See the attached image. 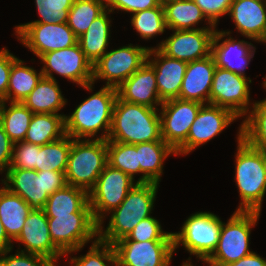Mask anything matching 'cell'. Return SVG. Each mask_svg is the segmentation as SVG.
Segmentation results:
<instances>
[{"instance_id":"cell-1","label":"cell","mask_w":266,"mask_h":266,"mask_svg":"<svg viewBox=\"0 0 266 266\" xmlns=\"http://www.w3.org/2000/svg\"><path fill=\"white\" fill-rule=\"evenodd\" d=\"M116 98L117 89L103 85L71 114L65 115L66 134L73 139L107 140Z\"/></svg>"},{"instance_id":"cell-2","label":"cell","mask_w":266,"mask_h":266,"mask_svg":"<svg viewBox=\"0 0 266 266\" xmlns=\"http://www.w3.org/2000/svg\"><path fill=\"white\" fill-rule=\"evenodd\" d=\"M159 108L115 100L107 141L137 144L163 140Z\"/></svg>"},{"instance_id":"cell-3","label":"cell","mask_w":266,"mask_h":266,"mask_svg":"<svg viewBox=\"0 0 266 266\" xmlns=\"http://www.w3.org/2000/svg\"><path fill=\"white\" fill-rule=\"evenodd\" d=\"M158 187L155 182L136 183L122 203L108 213L107 227L98 224V239L113 244L127 237L141 220L151 216Z\"/></svg>"},{"instance_id":"cell-4","label":"cell","mask_w":266,"mask_h":266,"mask_svg":"<svg viewBox=\"0 0 266 266\" xmlns=\"http://www.w3.org/2000/svg\"><path fill=\"white\" fill-rule=\"evenodd\" d=\"M235 154V182L240 196L236 210H262L266 194V170L263 163V150L250 146L241 137V124L237 133Z\"/></svg>"},{"instance_id":"cell-5","label":"cell","mask_w":266,"mask_h":266,"mask_svg":"<svg viewBox=\"0 0 266 266\" xmlns=\"http://www.w3.org/2000/svg\"><path fill=\"white\" fill-rule=\"evenodd\" d=\"M107 164V140L72 138L65 170L67 184L89 192Z\"/></svg>"},{"instance_id":"cell-6","label":"cell","mask_w":266,"mask_h":266,"mask_svg":"<svg viewBox=\"0 0 266 266\" xmlns=\"http://www.w3.org/2000/svg\"><path fill=\"white\" fill-rule=\"evenodd\" d=\"M261 212L236 210L227 223L222 221L218 245L213 254L204 262L209 266H224L251 254L250 234Z\"/></svg>"},{"instance_id":"cell-7","label":"cell","mask_w":266,"mask_h":266,"mask_svg":"<svg viewBox=\"0 0 266 266\" xmlns=\"http://www.w3.org/2000/svg\"><path fill=\"white\" fill-rule=\"evenodd\" d=\"M0 181L11 193L23 198L31 209H43L49 196L67 185L65 173L8 168Z\"/></svg>"},{"instance_id":"cell-8","label":"cell","mask_w":266,"mask_h":266,"mask_svg":"<svg viewBox=\"0 0 266 266\" xmlns=\"http://www.w3.org/2000/svg\"><path fill=\"white\" fill-rule=\"evenodd\" d=\"M222 228V220L212 212L191 214L182 224L181 230L173 232L174 253L181 246L190 255L205 262L215 251Z\"/></svg>"},{"instance_id":"cell-9","label":"cell","mask_w":266,"mask_h":266,"mask_svg":"<svg viewBox=\"0 0 266 266\" xmlns=\"http://www.w3.org/2000/svg\"><path fill=\"white\" fill-rule=\"evenodd\" d=\"M46 216L51 239L65 256L80 252L89 241L98 239V223L92 213Z\"/></svg>"},{"instance_id":"cell-10","label":"cell","mask_w":266,"mask_h":266,"mask_svg":"<svg viewBox=\"0 0 266 266\" xmlns=\"http://www.w3.org/2000/svg\"><path fill=\"white\" fill-rule=\"evenodd\" d=\"M151 47L128 44L107 51L93 64V79L103 80L105 86L117 88L146 62Z\"/></svg>"},{"instance_id":"cell-11","label":"cell","mask_w":266,"mask_h":266,"mask_svg":"<svg viewBox=\"0 0 266 266\" xmlns=\"http://www.w3.org/2000/svg\"><path fill=\"white\" fill-rule=\"evenodd\" d=\"M136 183L137 180L107 164L94 187L88 192L94 220L98 224H103L108 213L122 203Z\"/></svg>"},{"instance_id":"cell-12","label":"cell","mask_w":266,"mask_h":266,"mask_svg":"<svg viewBox=\"0 0 266 266\" xmlns=\"http://www.w3.org/2000/svg\"><path fill=\"white\" fill-rule=\"evenodd\" d=\"M39 59L43 64L41 72L44 77L56 80L53 75L56 73L85 90L93 91V64L85 57L78 43L42 54Z\"/></svg>"},{"instance_id":"cell-13","label":"cell","mask_w":266,"mask_h":266,"mask_svg":"<svg viewBox=\"0 0 266 266\" xmlns=\"http://www.w3.org/2000/svg\"><path fill=\"white\" fill-rule=\"evenodd\" d=\"M249 77L216 67L213 74L209 104L230 110L238 118H245L255 104L250 102ZM252 104V106H250ZM250 106V107H249Z\"/></svg>"},{"instance_id":"cell-14","label":"cell","mask_w":266,"mask_h":266,"mask_svg":"<svg viewBox=\"0 0 266 266\" xmlns=\"http://www.w3.org/2000/svg\"><path fill=\"white\" fill-rule=\"evenodd\" d=\"M14 34L38 58L42 54L74 46L78 40L67 23H24L15 26Z\"/></svg>"},{"instance_id":"cell-15","label":"cell","mask_w":266,"mask_h":266,"mask_svg":"<svg viewBox=\"0 0 266 266\" xmlns=\"http://www.w3.org/2000/svg\"><path fill=\"white\" fill-rule=\"evenodd\" d=\"M202 105L197 101L177 98L165 101L160 106L161 136L175 152L186 142Z\"/></svg>"},{"instance_id":"cell-16","label":"cell","mask_w":266,"mask_h":266,"mask_svg":"<svg viewBox=\"0 0 266 266\" xmlns=\"http://www.w3.org/2000/svg\"><path fill=\"white\" fill-rule=\"evenodd\" d=\"M216 29L172 30L155 48L166 56L189 63L211 55V44Z\"/></svg>"},{"instance_id":"cell-17","label":"cell","mask_w":266,"mask_h":266,"mask_svg":"<svg viewBox=\"0 0 266 266\" xmlns=\"http://www.w3.org/2000/svg\"><path fill=\"white\" fill-rule=\"evenodd\" d=\"M237 119L238 117L226 108L203 104L191 125L186 142L176 151V156L188 155L222 133Z\"/></svg>"},{"instance_id":"cell-18","label":"cell","mask_w":266,"mask_h":266,"mask_svg":"<svg viewBox=\"0 0 266 266\" xmlns=\"http://www.w3.org/2000/svg\"><path fill=\"white\" fill-rule=\"evenodd\" d=\"M119 266H170L173 241L119 240L112 244Z\"/></svg>"},{"instance_id":"cell-19","label":"cell","mask_w":266,"mask_h":266,"mask_svg":"<svg viewBox=\"0 0 266 266\" xmlns=\"http://www.w3.org/2000/svg\"><path fill=\"white\" fill-rule=\"evenodd\" d=\"M231 33L230 30L220 31L216 28L211 44V55L216 67L246 77L245 70L255 55L256 47L251 41L234 39Z\"/></svg>"},{"instance_id":"cell-20","label":"cell","mask_w":266,"mask_h":266,"mask_svg":"<svg viewBox=\"0 0 266 266\" xmlns=\"http://www.w3.org/2000/svg\"><path fill=\"white\" fill-rule=\"evenodd\" d=\"M14 241L24 246V249H20L19 244L18 251L44 256L56 265H58V259L65 255L51 239L48 219L43 209H32L30 211L25 220V225Z\"/></svg>"},{"instance_id":"cell-21","label":"cell","mask_w":266,"mask_h":266,"mask_svg":"<svg viewBox=\"0 0 266 266\" xmlns=\"http://www.w3.org/2000/svg\"><path fill=\"white\" fill-rule=\"evenodd\" d=\"M147 61L154 68L160 100L165 102L179 98L188 63L170 58L155 47L149 49Z\"/></svg>"},{"instance_id":"cell-22","label":"cell","mask_w":266,"mask_h":266,"mask_svg":"<svg viewBox=\"0 0 266 266\" xmlns=\"http://www.w3.org/2000/svg\"><path fill=\"white\" fill-rule=\"evenodd\" d=\"M228 15L241 36L261 43L266 37V1L233 0Z\"/></svg>"},{"instance_id":"cell-23","label":"cell","mask_w":266,"mask_h":266,"mask_svg":"<svg viewBox=\"0 0 266 266\" xmlns=\"http://www.w3.org/2000/svg\"><path fill=\"white\" fill-rule=\"evenodd\" d=\"M116 89L117 96L129 103L151 108H159L163 103L159 98L154 68L148 61Z\"/></svg>"},{"instance_id":"cell-24","label":"cell","mask_w":266,"mask_h":266,"mask_svg":"<svg viewBox=\"0 0 266 266\" xmlns=\"http://www.w3.org/2000/svg\"><path fill=\"white\" fill-rule=\"evenodd\" d=\"M216 64L212 55L187 64L179 99L209 104Z\"/></svg>"},{"instance_id":"cell-25","label":"cell","mask_w":266,"mask_h":266,"mask_svg":"<svg viewBox=\"0 0 266 266\" xmlns=\"http://www.w3.org/2000/svg\"><path fill=\"white\" fill-rule=\"evenodd\" d=\"M137 152L142 174L137 183L160 184L164 162L169 155H176V152L164 140L137 143Z\"/></svg>"},{"instance_id":"cell-26","label":"cell","mask_w":266,"mask_h":266,"mask_svg":"<svg viewBox=\"0 0 266 266\" xmlns=\"http://www.w3.org/2000/svg\"><path fill=\"white\" fill-rule=\"evenodd\" d=\"M165 24L169 30L216 29L193 0H166L162 2ZM200 21L206 27H196Z\"/></svg>"},{"instance_id":"cell-27","label":"cell","mask_w":266,"mask_h":266,"mask_svg":"<svg viewBox=\"0 0 266 266\" xmlns=\"http://www.w3.org/2000/svg\"><path fill=\"white\" fill-rule=\"evenodd\" d=\"M109 9H106L100 16L88 27V30L82 34L77 43L84 52L85 57L94 64L97 62L108 50L109 40L111 35V15Z\"/></svg>"},{"instance_id":"cell-28","label":"cell","mask_w":266,"mask_h":266,"mask_svg":"<svg viewBox=\"0 0 266 266\" xmlns=\"http://www.w3.org/2000/svg\"><path fill=\"white\" fill-rule=\"evenodd\" d=\"M33 113H58L66 104L57 80L42 77L31 93L22 101Z\"/></svg>"},{"instance_id":"cell-29","label":"cell","mask_w":266,"mask_h":266,"mask_svg":"<svg viewBox=\"0 0 266 266\" xmlns=\"http://www.w3.org/2000/svg\"><path fill=\"white\" fill-rule=\"evenodd\" d=\"M43 211L45 215L92 213L89 205L88 192L68 184L49 196Z\"/></svg>"},{"instance_id":"cell-30","label":"cell","mask_w":266,"mask_h":266,"mask_svg":"<svg viewBox=\"0 0 266 266\" xmlns=\"http://www.w3.org/2000/svg\"><path fill=\"white\" fill-rule=\"evenodd\" d=\"M31 210L23 198L11 193L4 186L0 187V221L13 242L19 236Z\"/></svg>"},{"instance_id":"cell-31","label":"cell","mask_w":266,"mask_h":266,"mask_svg":"<svg viewBox=\"0 0 266 266\" xmlns=\"http://www.w3.org/2000/svg\"><path fill=\"white\" fill-rule=\"evenodd\" d=\"M65 135V114L34 113L24 141L42 146Z\"/></svg>"},{"instance_id":"cell-32","label":"cell","mask_w":266,"mask_h":266,"mask_svg":"<svg viewBox=\"0 0 266 266\" xmlns=\"http://www.w3.org/2000/svg\"><path fill=\"white\" fill-rule=\"evenodd\" d=\"M43 73L17 59L11 66L6 102H22L36 87Z\"/></svg>"},{"instance_id":"cell-33","label":"cell","mask_w":266,"mask_h":266,"mask_svg":"<svg viewBox=\"0 0 266 266\" xmlns=\"http://www.w3.org/2000/svg\"><path fill=\"white\" fill-rule=\"evenodd\" d=\"M6 103L0 102V123L13 143L24 141L34 113L22 102Z\"/></svg>"},{"instance_id":"cell-34","label":"cell","mask_w":266,"mask_h":266,"mask_svg":"<svg viewBox=\"0 0 266 266\" xmlns=\"http://www.w3.org/2000/svg\"><path fill=\"white\" fill-rule=\"evenodd\" d=\"M72 137L67 134L62 138L42 146L37 145L36 171H57L65 173Z\"/></svg>"},{"instance_id":"cell-35","label":"cell","mask_w":266,"mask_h":266,"mask_svg":"<svg viewBox=\"0 0 266 266\" xmlns=\"http://www.w3.org/2000/svg\"><path fill=\"white\" fill-rule=\"evenodd\" d=\"M241 137L252 147L266 151V98L255 101L241 122Z\"/></svg>"},{"instance_id":"cell-36","label":"cell","mask_w":266,"mask_h":266,"mask_svg":"<svg viewBox=\"0 0 266 266\" xmlns=\"http://www.w3.org/2000/svg\"><path fill=\"white\" fill-rule=\"evenodd\" d=\"M106 9V0H75L68 13L67 25L79 38Z\"/></svg>"},{"instance_id":"cell-37","label":"cell","mask_w":266,"mask_h":266,"mask_svg":"<svg viewBox=\"0 0 266 266\" xmlns=\"http://www.w3.org/2000/svg\"><path fill=\"white\" fill-rule=\"evenodd\" d=\"M108 164L119 169L135 180L140 174L137 144L107 141Z\"/></svg>"},{"instance_id":"cell-38","label":"cell","mask_w":266,"mask_h":266,"mask_svg":"<svg viewBox=\"0 0 266 266\" xmlns=\"http://www.w3.org/2000/svg\"><path fill=\"white\" fill-rule=\"evenodd\" d=\"M130 23L140 37L147 41L157 35L163 34L167 27L162 3L158 7L132 14Z\"/></svg>"},{"instance_id":"cell-39","label":"cell","mask_w":266,"mask_h":266,"mask_svg":"<svg viewBox=\"0 0 266 266\" xmlns=\"http://www.w3.org/2000/svg\"><path fill=\"white\" fill-rule=\"evenodd\" d=\"M71 266H119L112 244L97 239L85 255L74 256L68 260Z\"/></svg>"},{"instance_id":"cell-40","label":"cell","mask_w":266,"mask_h":266,"mask_svg":"<svg viewBox=\"0 0 266 266\" xmlns=\"http://www.w3.org/2000/svg\"><path fill=\"white\" fill-rule=\"evenodd\" d=\"M75 0H35L38 20L28 23H67L68 13Z\"/></svg>"},{"instance_id":"cell-41","label":"cell","mask_w":266,"mask_h":266,"mask_svg":"<svg viewBox=\"0 0 266 266\" xmlns=\"http://www.w3.org/2000/svg\"><path fill=\"white\" fill-rule=\"evenodd\" d=\"M120 240L142 241H173V232H166L162 229L160 221L155 217H148L141 220L133 230Z\"/></svg>"},{"instance_id":"cell-42","label":"cell","mask_w":266,"mask_h":266,"mask_svg":"<svg viewBox=\"0 0 266 266\" xmlns=\"http://www.w3.org/2000/svg\"><path fill=\"white\" fill-rule=\"evenodd\" d=\"M12 250L9 249L0 253V266H57L50 259L37 254L16 250L15 254L10 255Z\"/></svg>"},{"instance_id":"cell-43","label":"cell","mask_w":266,"mask_h":266,"mask_svg":"<svg viewBox=\"0 0 266 266\" xmlns=\"http://www.w3.org/2000/svg\"><path fill=\"white\" fill-rule=\"evenodd\" d=\"M37 145L25 141L13 144L12 160L9 168L36 170Z\"/></svg>"},{"instance_id":"cell-44","label":"cell","mask_w":266,"mask_h":266,"mask_svg":"<svg viewBox=\"0 0 266 266\" xmlns=\"http://www.w3.org/2000/svg\"><path fill=\"white\" fill-rule=\"evenodd\" d=\"M206 18L217 27L220 17L228 15L233 0H193Z\"/></svg>"},{"instance_id":"cell-45","label":"cell","mask_w":266,"mask_h":266,"mask_svg":"<svg viewBox=\"0 0 266 266\" xmlns=\"http://www.w3.org/2000/svg\"><path fill=\"white\" fill-rule=\"evenodd\" d=\"M160 4L159 0H106V7L112 13L114 10H118L134 14L138 11L158 7Z\"/></svg>"},{"instance_id":"cell-46","label":"cell","mask_w":266,"mask_h":266,"mask_svg":"<svg viewBox=\"0 0 266 266\" xmlns=\"http://www.w3.org/2000/svg\"><path fill=\"white\" fill-rule=\"evenodd\" d=\"M17 59L6 47L0 50V102L6 101L11 66Z\"/></svg>"},{"instance_id":"cell-47","label":"cell","mask_w":266,"mask_h":266,"mask_svg":"<svg viewBox=\"0 0 266 266\" xmlns=\"http://www.w3.org/2000/svg\"><path fill=\"white\" fill-rule=\"evenodd\" d=\"M13 144L0 123V174L6 173L10 167Z\"/></svg>"},{"instance_id":"cell-48","label":"cell","mask_w":266,"mask_h":266,"mask_svg":"<svg viewBox=\"0 0 266 266\" xmlns=\"http://www.w3.org/2000/svg\"><path fill=\"white\" fill-rule=\"evenodd\" d=\"M224 266H266V259L252 252L238 261L227 263Z\"/></svg>"},{"instance_id":"cell-49","label":"cell","mask_w":266,"mask_h":266,"mask_svg":"<svg viewBox=\"0 0 266 266\" xmlns=\"http://www.w3.org/2000/svg\"><path fill=\"white\" fill-rule=\"evenodd\" d=\"M13 248V241L7 236L6 231L0 221V253Z\"/></svg>"},{"instance_id":"cell-50","label":"cell","mask_w":266,"mask_h":266,"mask_svg":"<svg viewBox=\"0 0 266 266\" xmlns=\"http://www.w3.org/2000/svg\"><path fill=\"white\" fill-rule=\"evenodd\" d=\"M191 257H189L188 259H187V261H183V263H182V265L181 266H192L193 264H192V262L190 261L191 259H190Z\"/></svg>"},{"instance_id":"cell-51","label":"cell","mask_w":266,"mask_h":266,"mask_svg":"<svg viewBox=\"0 0 266 266\" xmlns=\"http://www.w3.org/2000/svg\"><path fill=\"white\" fill-rule=\"evenodd\" d=\"M263 163L266 170V151H263Z\"/></svg>"},{"instance_id":"cell-52","label":"cell","mask_w":266,"mask_h":266,"mask_svg":"<svg viewBox=\"0 0 266 266\" xmlns=\"http://www.w3.org/2000/svg\"><path fill=\"white\" fill-rule=\"evenodd\" d=\"M262 85H263L264 89H266V77H265V79H264Z\"/></svg>"},{"instance_id":"cell-53","label":"cell","mask_w":266,"mask_h":266,"mask_svg":"<svg viewBox=\"0 0 266 266\" xmlns=\"http://www.w3.org/2000/svg\"><path fill=\"white\" fill-rule=\"evenodd\" d=\"M261 43H263V44L266 45V37H265V39Z\"/></svg>"}]
</instances>
